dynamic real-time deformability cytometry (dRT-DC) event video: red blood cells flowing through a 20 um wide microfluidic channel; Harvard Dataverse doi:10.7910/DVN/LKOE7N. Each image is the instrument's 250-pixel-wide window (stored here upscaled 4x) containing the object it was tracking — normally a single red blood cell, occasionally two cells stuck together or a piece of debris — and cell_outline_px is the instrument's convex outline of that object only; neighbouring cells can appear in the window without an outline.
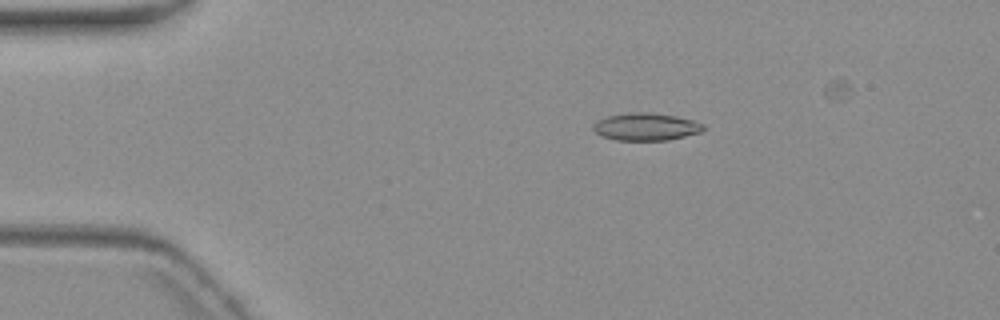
{"species": "common noctule bat (a hibernating species)", "species_latin": "Nyctalus noctula", "temperature_condition": "warm", "stored_images_in_passage": 3, "camera_frame_rate_fps": 3000, "um_per_image_px": 0.085, "animal": {"sex": "female", "body_mass_g": 19.3, "forearm_length_mm": 54.1}, "frame": {"image": 1, "passage_image": 2, "time_ms": 1.0, "image_size_px": [1000, 320], "cell_outline_px": [[704, 132], [668, 140], [616, 140], [600, 136], [592, 128], [592, 124], [608, 116], [632, 112], [644, 112], [676, 116], [692, 120], [704, 124]], "centroid_in_image_um": [54.93, 10.78], "position_along_channel_um": 30.1, "area_um2": 17.63}}